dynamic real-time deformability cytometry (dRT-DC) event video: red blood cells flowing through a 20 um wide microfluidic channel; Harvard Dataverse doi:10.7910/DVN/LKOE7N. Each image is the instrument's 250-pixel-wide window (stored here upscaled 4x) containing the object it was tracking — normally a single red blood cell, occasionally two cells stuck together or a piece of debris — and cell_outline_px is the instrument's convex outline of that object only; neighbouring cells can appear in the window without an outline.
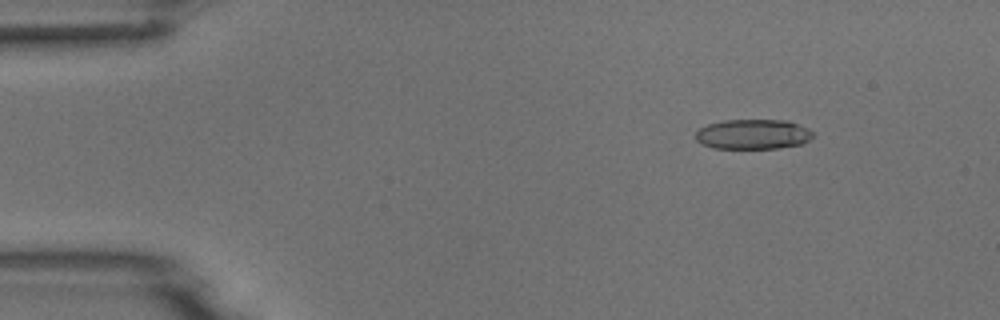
{"species": "common noctule bat (a hibernating species)", "species_latin": "Nyctalus noctula", "temperature_condition": "room temperature", "stored_images_in_passage": 5, "camera_frame_rate_fps": 3000, "um_per_image_px": 0.085, "animal": {"sex": "male", "body_mass_g": 18.8}, "frame": {"image": 1, "passage_image": 2, "time_ms": 1.333, "image_size_px": [1000, 320], "cell_outline_px": [[812, 136], [808, 140], [800, 144], [780, 148], [712, 148], [696, 140], [696, 132], [700, 128], [708, 124], [724, 120], [788, 120], [808, 128], [812, 132]], "centroid_in_image_um": [64.0, 11.4], "position_along_channel_um": 21.0, "area_um2": 20.35}}
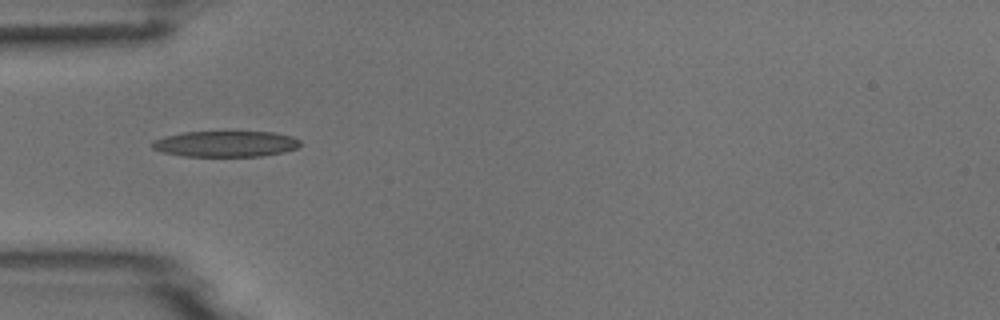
{"frame": {"image": 2, "passage_image": 5, "time_ms": 4.667, "image_size_px": [1000, 320], "cell_outline_px": [[300, 144], [296, 148], [284, 152], [260, 156], [184, 156], [160, 152], [152, 148], [152, 140], [164, 136], [184, 132], [276, 132], [292, 136], [300, 140]], "centroid_in_image_um": [19.16, 12.23], "position_along_channel_um": 65.8, "area_um2": 22.43}}